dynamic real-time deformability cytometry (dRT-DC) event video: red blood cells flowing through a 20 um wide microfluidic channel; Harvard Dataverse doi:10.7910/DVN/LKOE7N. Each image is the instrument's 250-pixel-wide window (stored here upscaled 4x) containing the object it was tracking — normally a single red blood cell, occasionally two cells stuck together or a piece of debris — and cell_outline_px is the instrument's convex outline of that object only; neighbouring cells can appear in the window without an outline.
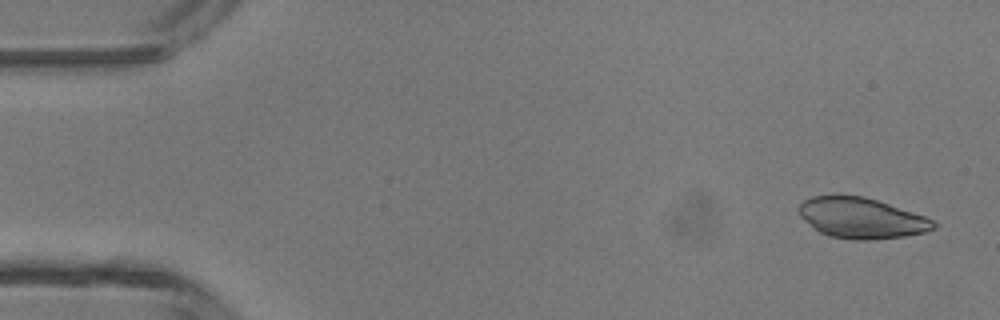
{"species": "common noctule bat (a hibernating species)", "species_latin": "Nyctalus noctula", "temperature_condition": "room temperature", "stored_images_in_passage": 17, "camera_frame_rate_fps": 3000, "um_per_image_px": 0.085, "animal": {"sex": "male", "body_mass_g": 13.3}, "frame": {"image": 1, "passage_image": 2, "time_ms": 0.333, "image_size_px": [1000, 320], "cell_outline_px": [[936, 228], [924, 232], [904, 236], [868, 240], [852, 240], [828, 236], [812, 228], [800, 216], [800, 204], [804, 200], [812, 196], [832, 192], [836, 192], [864, 196], [924, 216], [932, 220], [936, 224]], "centroid_in_image_um": [73.14, 18.5], "position_along_channel_um": 11.9, "area_um2": 32.31}}